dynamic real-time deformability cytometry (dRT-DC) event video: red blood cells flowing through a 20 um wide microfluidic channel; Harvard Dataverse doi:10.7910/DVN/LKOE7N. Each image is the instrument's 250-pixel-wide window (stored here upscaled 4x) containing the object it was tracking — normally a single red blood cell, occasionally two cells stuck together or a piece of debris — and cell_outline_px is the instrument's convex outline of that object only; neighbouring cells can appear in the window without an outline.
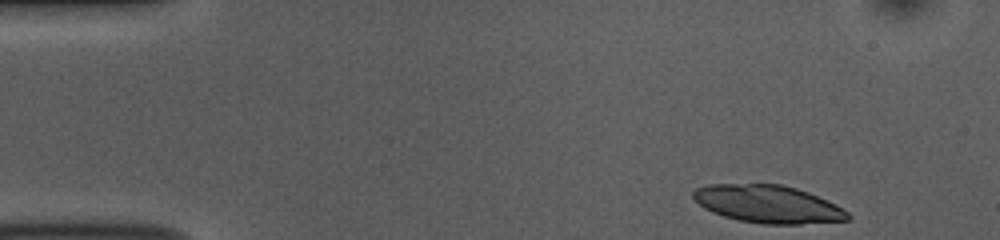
{"species": "common noctule bat (a hibernating species)", "species_latin": "Nyctalus noctula", "temperature_condition": "room temperature", "stored_images_in_passage": 47, "camera_frame_rate_fps": 3000, "um_per_image_px": 0.085, "animal": {"sex": "female", "body_mass_g": 10.0, "forearm_length_mm": 53.1}, "frame": {"image": 1, "passage_image": 1, "time_ms": 0.0, "image_size_px": [1000, 240], "cell_outline_px": [[852, 216], [848, 220], [800, 224], [760, 224], [740, 220], [724, 216], [712, 212], [704, 208], [692, 196], [692, 192], [696, 188], [708, 184], [780, 184], [796, 188], [808, 192], [836, 204], [848, 212]], "centroid_in_image_um": [65.29, 17.35], "position_along_channel_um": 19.7, "area_um2": 33.93}}